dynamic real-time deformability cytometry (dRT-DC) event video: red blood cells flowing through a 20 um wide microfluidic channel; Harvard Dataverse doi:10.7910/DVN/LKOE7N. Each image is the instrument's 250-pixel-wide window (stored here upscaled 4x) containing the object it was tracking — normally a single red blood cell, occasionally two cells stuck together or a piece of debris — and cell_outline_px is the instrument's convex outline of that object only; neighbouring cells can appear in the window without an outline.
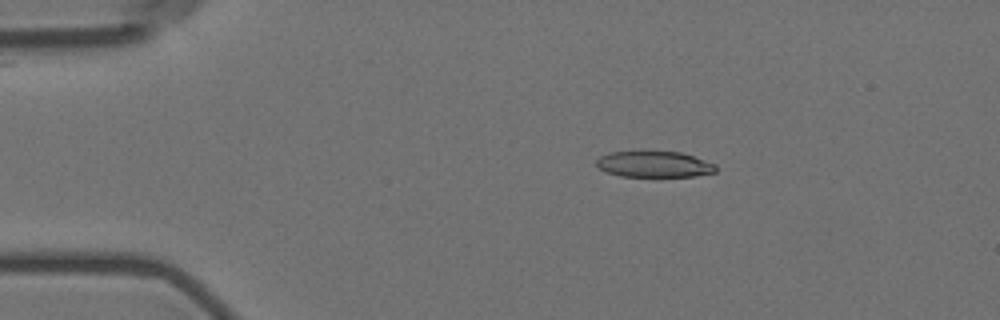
{"species": "Egyptian fruit bat (a non-hibernating species)", "species_latin": "Rousettus aegyptiacus", "temperature_condition": "room temperature", "stored_images_in_passage": 6, "camera_frame_rate_fps": 3000, "um_per_image_px": 0.085, "animal": {"sex": "female"}, "frame": {"image": 1, "passage_image": 3, "time_ms": 2.333, "image_size_px": [1000, 320], "cell_outline_px": [[716, 172], [696, 176], [620, 176], [608, 172], [600, 168], [596, 164], [596, 160], [600, 156], [608, 152], [644, 148], [680, 152], [716, 164]], "centroid_in_image_um": [55.56, 13.9], "position_along_channel_um": 29.4, "area_um2": 18.9}}
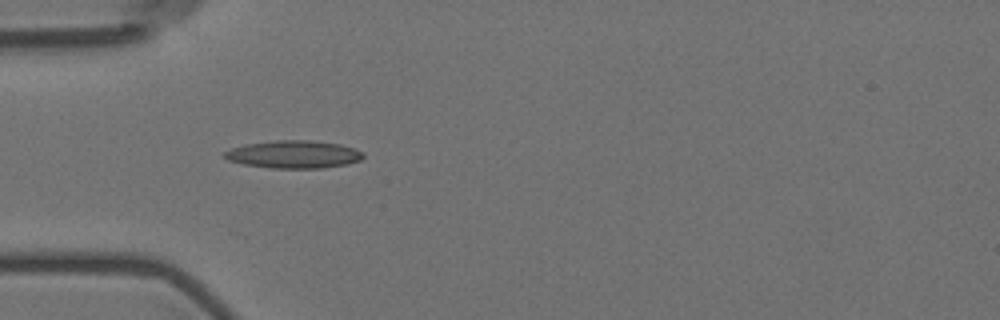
{"frame": {"image": 2, "passage_image": 5, "time_ms": 4.667, "image_size_px": [1000, 320], "cell_outline_px": [[364, 156], [360, 160], [348, 164], [320, 168], [272, 168], [244, 164], [228, 160], [224, 156], [224, 152], [232, 148], [244, 144], [276, 140], [312, 140], [340, 144], [364, 152]], "centroid_in_image_um": [24.97, 13.12], "position_along_channel_um": 60.0, "area_um2": 22.37}}
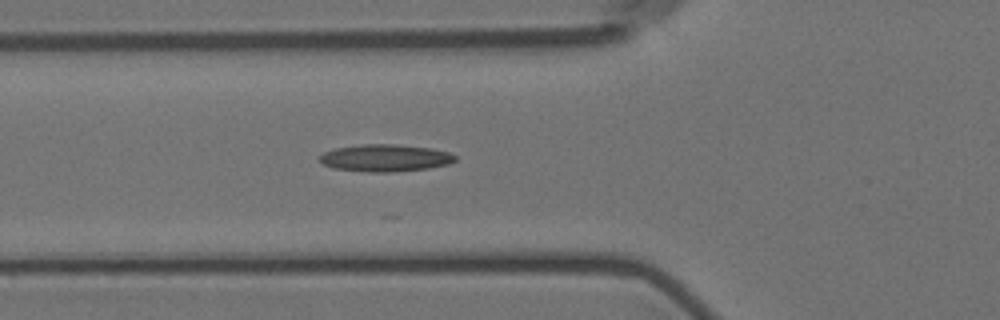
{"frame": {"image": 3, "passage_image": 6, "time_ms": 5.667, "image_size_px": [1000, 320], "cell_outline_px": [[456, 160], [448, 164], [428, 168], [392, 172], [368, 172], [332, 168], [324, 164], [320, 160], [320, 156], [324, 152], [336, 148], [360, 144], [396, 144], [432, 148], [448, 152], [456, 156]], "centroid_in_image_um": [32.75, 13.42], "position_along_channel_um": 93.1, "area_um2": 21.44}}